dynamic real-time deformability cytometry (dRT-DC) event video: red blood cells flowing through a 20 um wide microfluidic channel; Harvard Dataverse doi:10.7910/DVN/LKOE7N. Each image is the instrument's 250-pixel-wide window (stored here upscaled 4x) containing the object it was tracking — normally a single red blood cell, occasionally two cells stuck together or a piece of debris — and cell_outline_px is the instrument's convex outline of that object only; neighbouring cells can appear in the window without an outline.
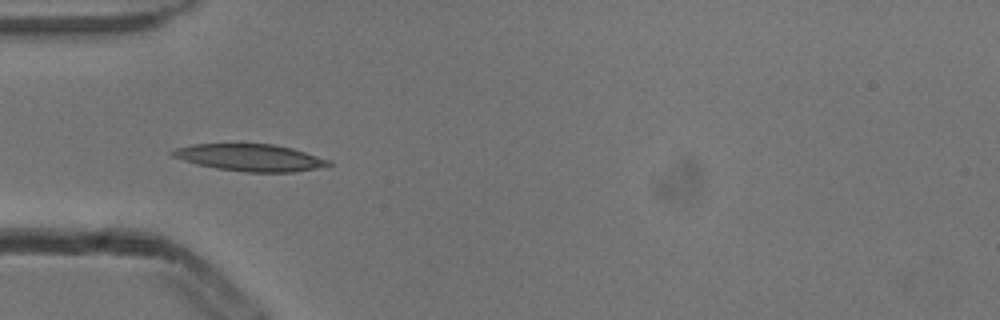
{"species": "common noctule bat (a hibernating species)", "species_latin": "Nyctalus noctula", "temperature_condition": "cold", "stored_images_in_passage": 8, "camera_frame_rate_fps": 3000, "um_per_image_px": 0.085, "animal": {"sex": "male", "body_mass_g": 13.3}, "frame": {"image": 1, "passage_image": 5, "time_ms": 1.333, "image_size_px": [1000, 320], "cell_outline_px": [[332, 164], [316, 168], [292, 172], [244, 172], [216, 168], [196, 164], [172, 156], [168, 152], [176, 148], [196, 144], [272, 144], [292, 148], [332, 160]], "centroid_in_image_um": [21.27, 13.4], "position_along_channel_um": 63.7, "area_um2": 24.45}}
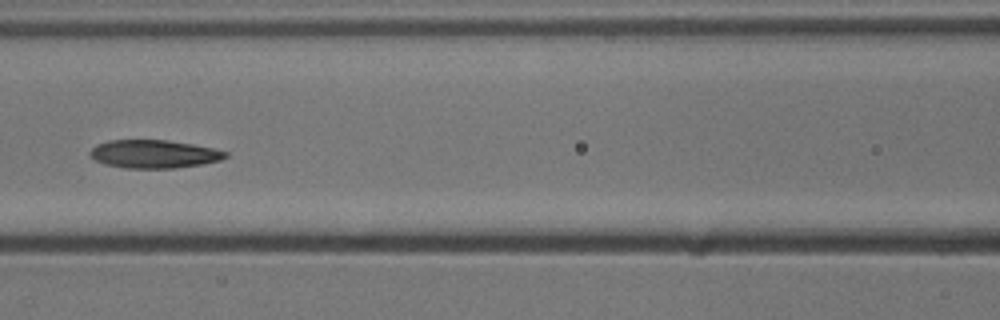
{"frame": {"image": 2, "passage_image": 7, "time_ms": 2.0, "image_size_px": [1000, 320], "cell_outline_px": [[228, 156], [220, 160], [204, 164], [176, 168], [124, 168], [104, 164], [96, 160], [88, 152], [96, 144], [108, 140], [168, 140], [192, 144], [212, 148], [228, 152]], "centroid_in_image_um": [13.08, 13.09], "position_along_channel_um": 153.5, "area_um2": 22.31}}
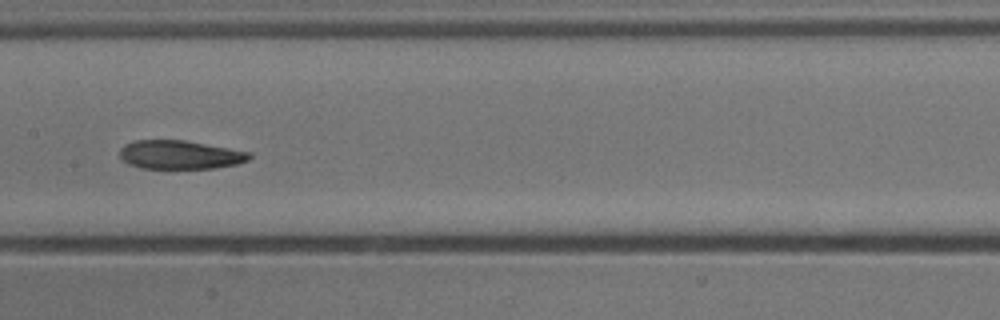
{"frame": {"image": 3, "passage_image": 8, "time_ms": 2.333, "image_size_px": [1000, 320], "cell_outline_px": [[252, 156], [248, 160], [236, 164], [216, 168], [140, 168], [128, 164], [120, 156], [120, 148], [124, 144], [136, 140], [184, 140], [252, 152]], "centroid_in_image_um": [15.31, 13.15], "position_along_channel_um": 192.1, "area_um2": 21.68}}